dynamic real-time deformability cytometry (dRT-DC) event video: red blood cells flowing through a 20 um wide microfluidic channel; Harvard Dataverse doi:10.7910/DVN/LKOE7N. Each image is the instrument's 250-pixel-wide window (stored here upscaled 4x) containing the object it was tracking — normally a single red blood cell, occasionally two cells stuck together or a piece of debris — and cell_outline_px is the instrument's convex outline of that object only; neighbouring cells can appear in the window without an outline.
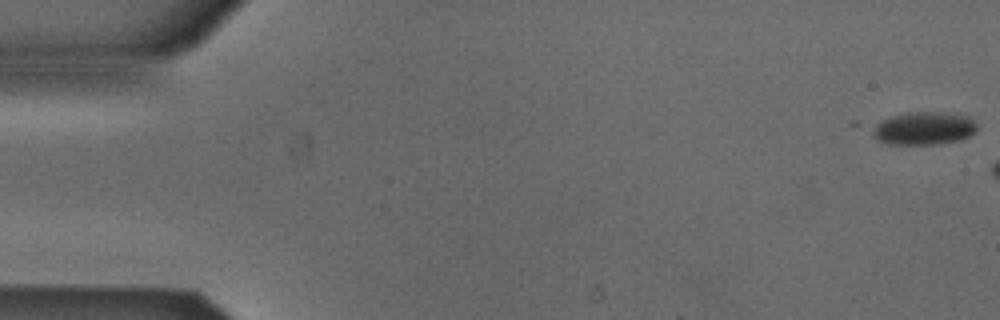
{"species": "Egyptian fruit bat (a non-hibernating species)", "species_latin": "Rousettus aegyptiacus", "temperature_condition": "cold", "stored_images_in_passage": 7, "camera_frame_rate_fps": 3000, "um_per_image_px": 0.085, "animal": {"sex": "male"}, "frame": {"image": 1, "passage_image": 1, "time_ms": 0.0, "image_size_px": [1000, 320], "cell_outline_px": [[976, 128], [968, 136], [956, 140], [940, 144], [888, 144], [872, 136], [872, 128], [876, 124], [892, 116], [908, 112], [940, 112], [968, 116], [976, 124]], "centroid_in_image_um": [78.5, 10.91], "position_along_channel_um": 6.5, "area_um2": 19.71}}